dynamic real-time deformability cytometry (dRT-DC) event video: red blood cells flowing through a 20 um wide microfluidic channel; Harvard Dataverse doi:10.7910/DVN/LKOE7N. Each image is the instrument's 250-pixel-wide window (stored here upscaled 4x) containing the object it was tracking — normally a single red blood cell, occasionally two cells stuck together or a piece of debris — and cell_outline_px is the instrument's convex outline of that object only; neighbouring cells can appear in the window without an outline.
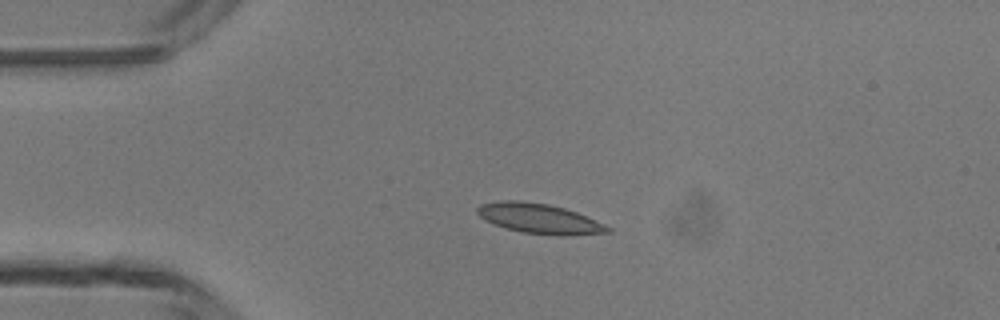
{"species": "common noctule bat (a hibernating species)", "species_latin": "Nyctalus noctula", "temperature_condition": "room temperature", "stored_images_in_passage": 6, "camera_frame_rate_fps": 3000, "um_per_image_px": 0.085, "animal": {"sex": "male", "body_mass_g": 13.3}, "frame": {"image": 1, "passage_image": 4, "time_ms": 3.333, "image_size_px": [1000, 320], "cell_outline_px": [[612, 232], [564, 236], [556, 236], [520, 232], [504, 228], [484, 220], [476, 212], [476, 208], [480, 204], [500, 200], [520, 200], [548, 204], [564, 208], [576, 212], [604, 224], [612, 228]], "centroid_in_image_um": [45.81, 18.58], "position_along_channel_um": 39.2, "area_um2": 23.0}}
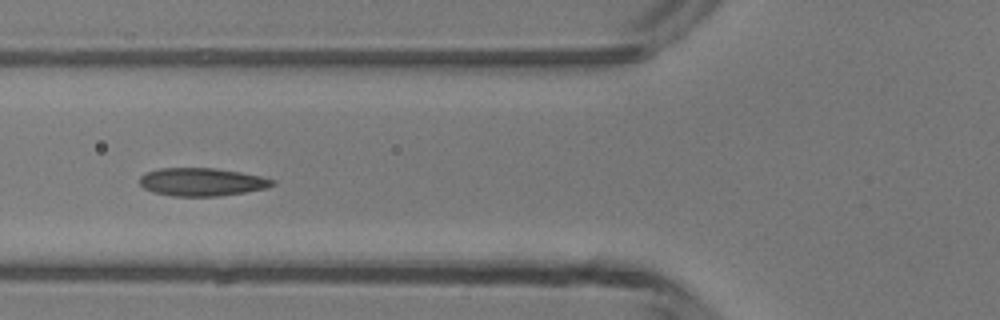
{"frame": {"image": 2, "passage_image": 6, "time_ms": 5.667, "image_size_px": [1000, 320], "cell_outline_px": [[276, 184], [268, 188], [220, 196], [172, 196], [152, 192], [144, 188], [140, 184], [140, 176], [148, 172], [160, 168], [212, 168], [240, 172], [260, 176], [276, 180]], "centroid_in_image_um": [17.18, 15.47], "position_along_channel_um": 108.6, "area_um2": 21.68}}